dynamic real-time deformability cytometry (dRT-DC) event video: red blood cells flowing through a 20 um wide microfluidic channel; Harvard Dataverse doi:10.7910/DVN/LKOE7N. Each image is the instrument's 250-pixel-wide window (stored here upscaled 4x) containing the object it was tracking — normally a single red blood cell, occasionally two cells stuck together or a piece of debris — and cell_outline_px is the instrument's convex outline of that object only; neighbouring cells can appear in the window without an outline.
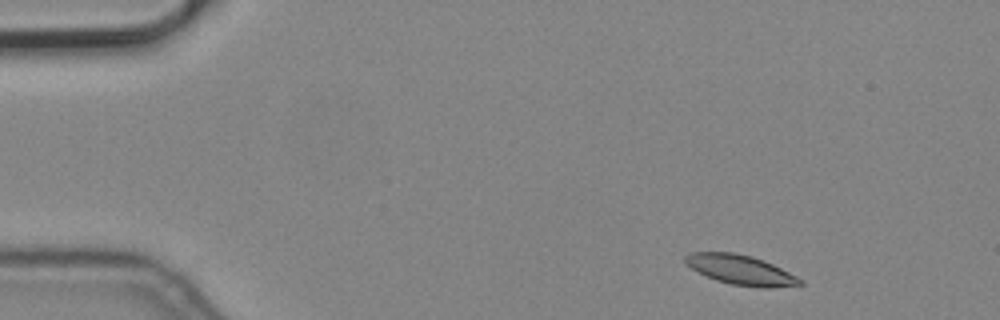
{"species": "common noctule bat (a hibernating species)", "species_latin": "Nyctalus noctula", "temperature_condition": "cold", "stored_images_in_passage": 13, "camera_frame_rate_fps": 3000, "um_per_image_px": 0.085, "animal": {"sex": "male", "body_mass_g": 19.2, "forearm_length_mm": 51.8}, "frame": {"image": 1, "passage_image": 1, "time_ms": 0.0, "image_size_px": [1000, 320], "cell_outline_px": [[804, 284], [768, 288], [764, 288], [732, 284], [716, 280], [692, 268], [684, 260], [684, 256], [692, 252], [732, 252], [752, 256], [764, 260], [804, 280]], "centroid_in_image_um": [62.98, 22.93], "position_along_channel_um": 22.0, "area_um2": 19.59}}
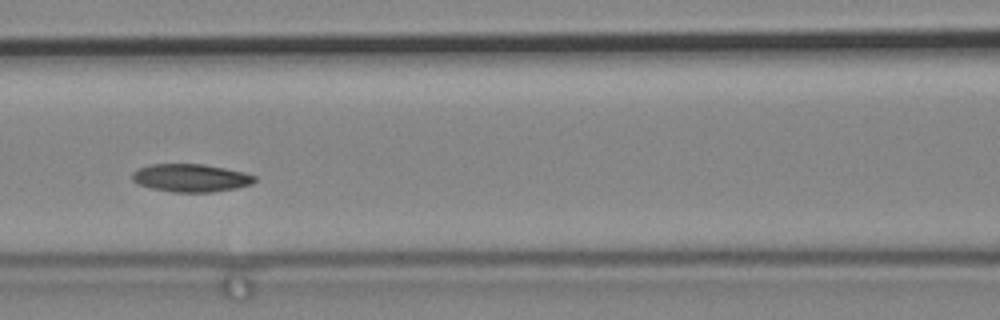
{"frame": {"image": 2, "passage_image": 5, "time_ms": 1.333, "image_size_px": [1000, 320], "cell_outline_px": [[256, 180], [252, 184], [236, 188], [212, 192], [172, 192], [152, 188], [140, 184], [132, 180], [132, 172], [136, 168], [148, 164], [204, 164], [244, 172], [256, 176]], "centroid_in_image_um": [16.21, 15.11], "position_along_channel_um": 150.4, "area_um2": 20.0}}
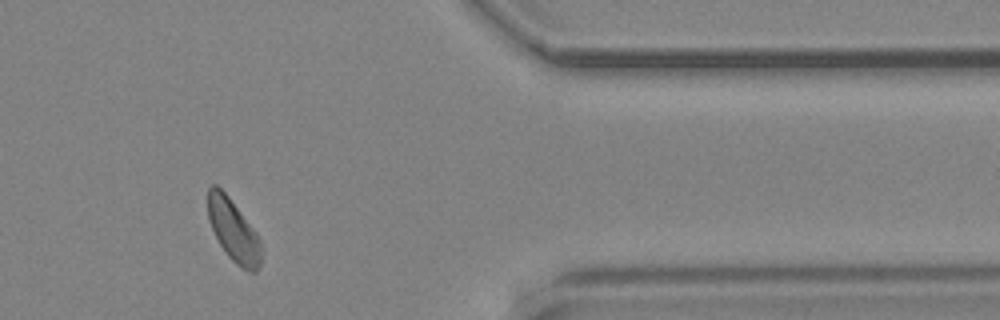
{"frame": {"image": 3, "passage_image": 11, "time_ms": 3.333, "image_size_px": [1000, 320], "cell_outline_px": [[260, 264], [256, 272], [252, 272], [240, 268], [228, 256], [220, 244], [212, 228], [208, 216], [208, 188], [212, 184], [216, 184], [228, 196], [256, 232], [260, 240]], "centroid_in_image_um": [19.83, 19.59], "position_along_channel_um": 391.6, "area_um2": 18.96}}